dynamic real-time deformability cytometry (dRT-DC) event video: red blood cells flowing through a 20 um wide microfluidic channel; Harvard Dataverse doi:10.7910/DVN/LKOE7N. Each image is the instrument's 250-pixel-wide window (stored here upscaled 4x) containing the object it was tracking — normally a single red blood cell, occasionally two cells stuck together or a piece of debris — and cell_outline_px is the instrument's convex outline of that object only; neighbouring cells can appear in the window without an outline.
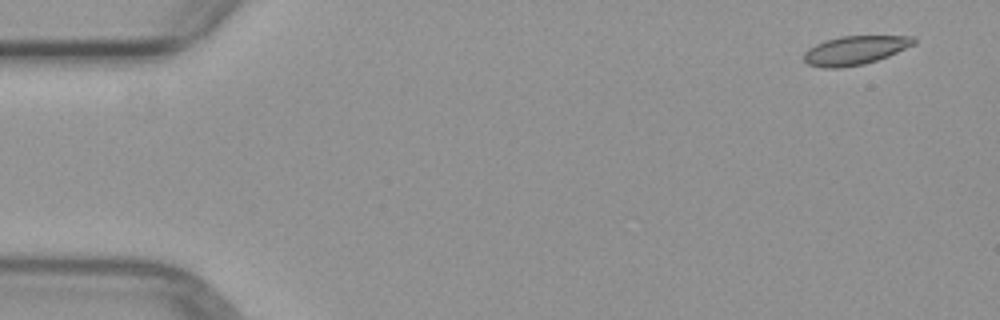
{"species": "common noctule bat (a hibernating species)", "species_latin": "Nyctalus noctula", "temperature_condition": "warm", "stored_images_in_passage": 5, "camera_frame_rate_fps": 3000, "um_per_image_px": 0.085, "animal": {"sex": "female", "body_mass_g": 29.2, "forearm_length_mm": 56.3}, "frame": {"image": 1, "passage_image": 1, "time_ms": 0.0, "image_size_px": [1000, 320], "cell_outline_px": [[916, 44], [888, 56], [864, 64], [840, 68], [820, 68], [808, 64], [804, 60], [804, 52], [808, 48], [824, 40], [840, 36], [916, 36]], "centroid_in_image_um": [72.67, 4.27], "position_along_channel_um": 12.3, "area_um2": 18.61}}
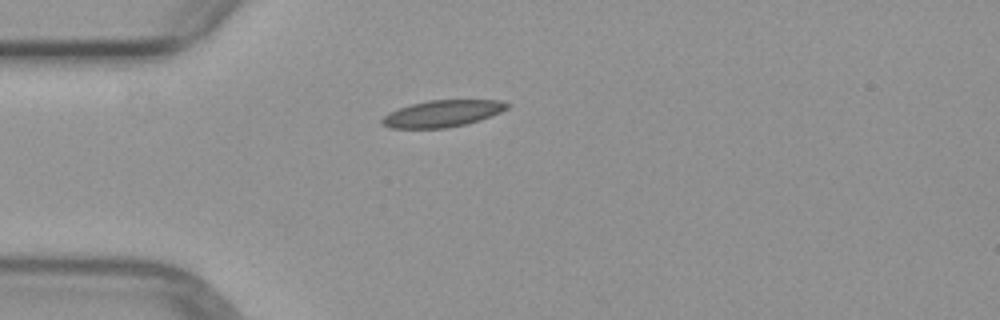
{"frame": {"image": 2, "passage_image": 4, "time_ms": 3.667, "image_size_px": [1000, 320], "cell_outline_px": [[512, 104], [508, 108], [500, 112], [480, 120], [448, 128], [388, 128], [380, 124], [380, 120], [388, 112], [412, 104], [428, 100], [500, 100]], "centroid_in_image_um": [37.59, 9.65], "position_along_channel_um": 47.4, "area_um2": 19.54}}